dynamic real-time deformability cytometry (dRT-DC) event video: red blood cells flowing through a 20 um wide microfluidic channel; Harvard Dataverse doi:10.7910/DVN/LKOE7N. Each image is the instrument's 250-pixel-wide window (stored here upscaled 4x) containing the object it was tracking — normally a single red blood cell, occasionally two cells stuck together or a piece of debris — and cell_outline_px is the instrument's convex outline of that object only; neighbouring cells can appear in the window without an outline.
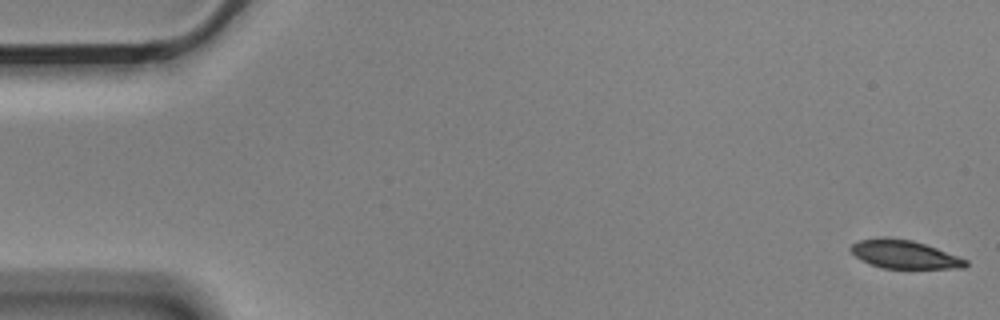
{"species": "Egyptian fruit bat (a non-hibernating species)", "species_latin": "Rousettus aegyptiacus", "temperature_condition": "cold", "stored_images_in_passage": 5, "camera_frame_rate_fps": 3000, "um_per_image_px": 0.085, "animal": {"sex": "male"}, "frame": {"image": 1, "passage_image": 1, "time_ms": 0.0, "image_size_px": [1000, 320], "cell_outline_px": [[968, 264], [964, 268], [884, 268], [860, 260], [848, 248], [856, 240], [912, 240], [936, 248], [968, 260]], "centroid_in_image_um": [76.9, 21.66], "position_along_channel_um": 8.1, "area_um2": 18.15}}
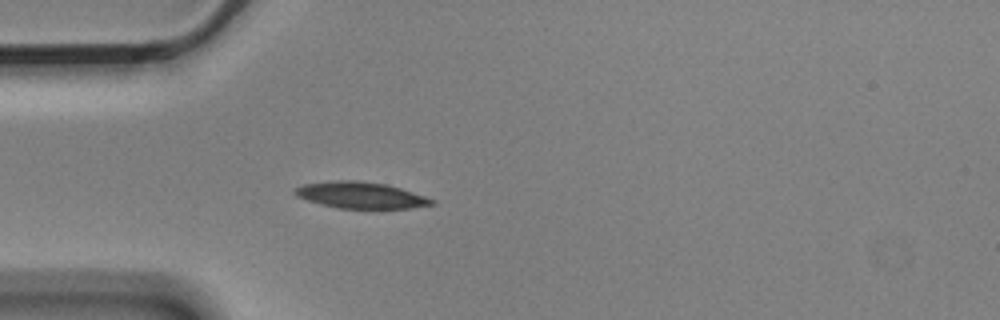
{"frame": {"image": 2, "passage_image": 5, "time_ms": 1.333, "image_size_px": [1000, 320], "cell_outline_px": [[436, 204], [412, 208], [336, 208], [320, 204], [296, 196], [292, 192], [296, 188], [304, 184], [336, 180], [360, 180], [388, 184], [436, 200]], "centroid_in_image_um": [30.67, 16.58], "position_along_channel_um": 54.3, "area_um2": 21.1}}